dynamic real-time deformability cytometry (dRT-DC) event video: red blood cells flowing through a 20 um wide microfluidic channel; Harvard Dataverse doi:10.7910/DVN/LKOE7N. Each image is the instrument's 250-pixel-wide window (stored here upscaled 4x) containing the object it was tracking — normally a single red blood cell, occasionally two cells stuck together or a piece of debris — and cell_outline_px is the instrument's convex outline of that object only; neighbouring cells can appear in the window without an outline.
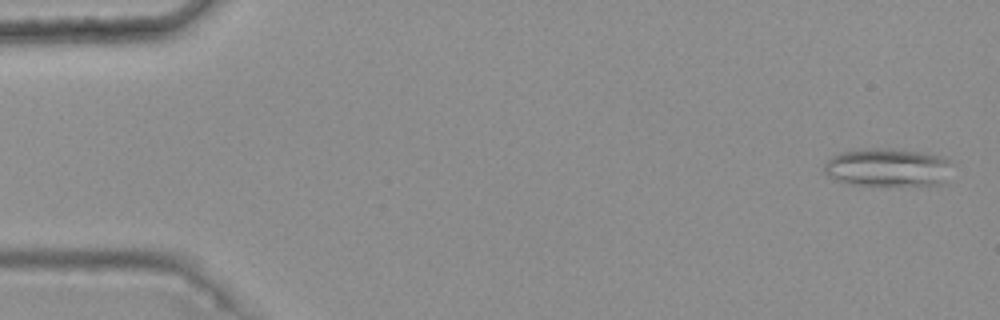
{"species": "common noctule bat (a hibernating species)", "species_latin": "Nyctalus noctula", "temperature_condition": "warm", "stored_images_in_passage": 5, "camera_frame_rate_fps": 3000, "um_per_image_px": 0.085, "animal": {"sex": "female", "body_mass_g": 25.1}, "frame": {"image": 1, "passage_image": 1, "time_ms": 0.0, "image_size_px": [1000, 320], "cell_outline_px": [[948, 160], [944, 184], [852, 184], [836, 180], [828, 176], [824, 172], [824, 164], [832, 156], [840, 152], [868, 148], [892, 148], [920, 152], [940, 156]], "centroid_in_image_um": [75.36, 14.2], "position_along_channel_um": 9.6, "area_um2": 27.74}}